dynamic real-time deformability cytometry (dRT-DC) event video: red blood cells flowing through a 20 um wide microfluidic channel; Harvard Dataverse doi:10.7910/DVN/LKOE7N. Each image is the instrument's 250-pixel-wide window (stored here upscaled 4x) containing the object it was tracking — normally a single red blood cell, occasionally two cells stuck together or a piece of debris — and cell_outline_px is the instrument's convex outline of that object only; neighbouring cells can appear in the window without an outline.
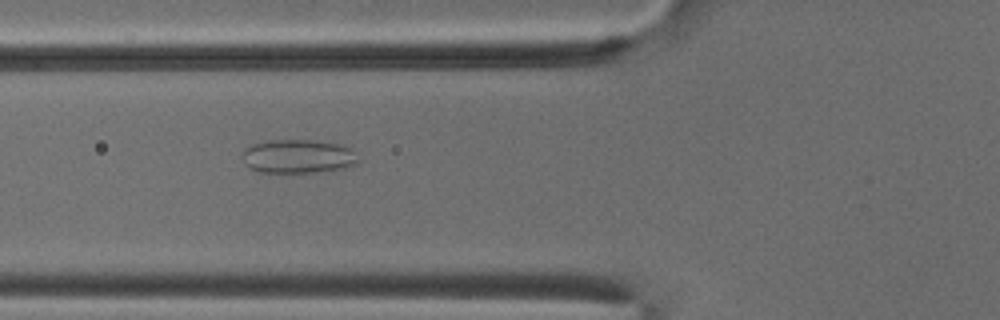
{"species": "common noctule bat (a hibernating species)", "species_latin": "Nyctalus noctula", "temperature_condition": "cold", "stored_images_in_passage": 38, "camera_frame_rate_fps": 3000, "um_per_image_px": 0.085, "animal": {"sex": "male", "body_mass_g": 18.8}, "frame": {"image": 1, "passage_image": 5, "time_ms": 1.333, "image_size_px": [1000, 320], "cell_outline_px": [[360, 160], [356, 164], [348, 168], [316, 172], [260, 172], [244, 164], [244, 148], [252, 144], [268, 140], [312, 140], [340, 144], [352, 148]], "centroid_in_image_um": [25.39, 13.29], "position_along_channel_um": 100.4, "area_um2": 22.95}}
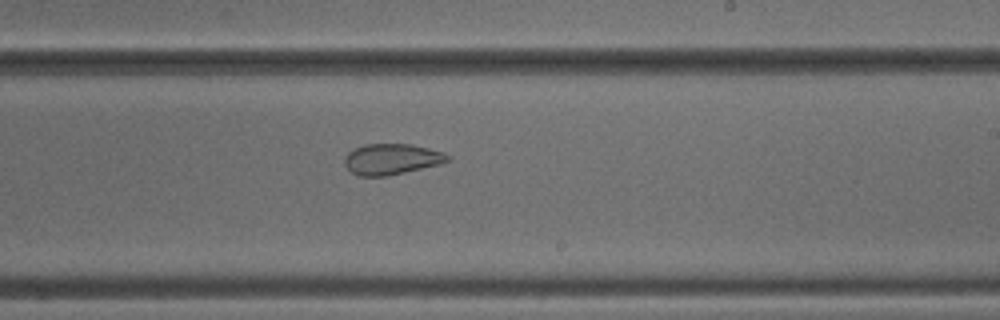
{"frame": {"image": 2, "passage_image": 17, "time_ms": 5.333, "image_size_px": [1000, 320], "cell_outline_px": [[448, 160], [440, 164], [388, 176], [360, 176], [352, 172], [344, 164], [344, 156], [348, 152], [364, 144], [412, 144], [444, 152], [448, 156]], "centroid_in_image_um": [33.26, 13.52], "position_along_channel_um": 255.7, "area_um2": 18.44}}
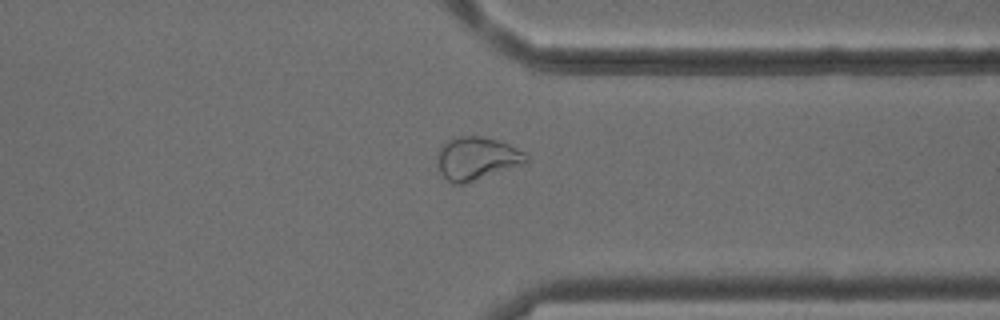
{"frame": {"image": 3, "passage_image": 26, "time_ms": 8.333, "image_size_px": [1000, 320], "cell_outline_px": [[528, 164], [464, 184], [452, 184], [440, 172], [436, 164], [436, 156], [440, 144], [448, 140], [460, 136], [480, 136], [500, 140], [524, 152], [528, 156]], "centroid_in_image_um": [40.52, 13.47], "position_along_channel_um": 370.9, "area_um2": 22.83}, "authors_computed_cell_mechanics": {"area_um2": 21.2993, "velocity_mm_per_s": 3.87, "shape_relaxation_time_tau1_ms": null, "shape_relaxation_time_tau2_ms": 1.488, "deformation_change_tau1": null, "deformation_change_tau2": 0.0756}}